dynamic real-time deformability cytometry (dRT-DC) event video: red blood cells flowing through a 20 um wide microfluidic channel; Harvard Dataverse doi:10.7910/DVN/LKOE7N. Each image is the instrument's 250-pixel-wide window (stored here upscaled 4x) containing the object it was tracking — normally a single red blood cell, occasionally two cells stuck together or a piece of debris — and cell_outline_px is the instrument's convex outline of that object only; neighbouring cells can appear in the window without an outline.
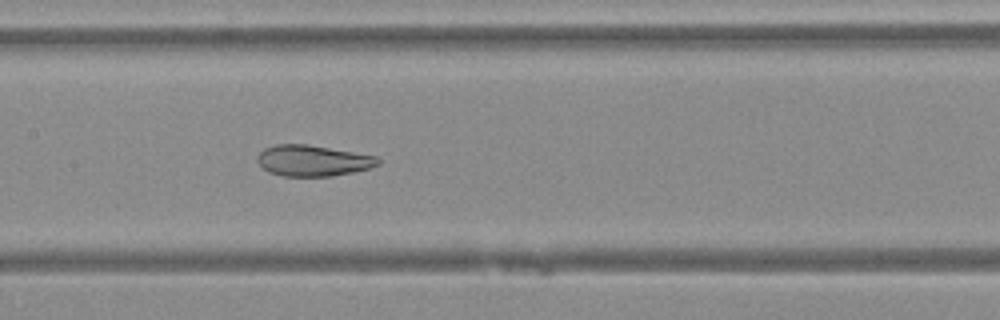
{"species": "Egyptian fruit bat (a non-hibernating species)", "species_latin": "Rousettus aegyptiacus", "temperature_condition": "warm", "stored_images_in_passage": 40, "camera_frame_rate_fps": 3000, "um_per_image_px": 0.085, "animal": {"sex": "female"}, "frame": {"image": 1, "passage_image": 14, "time_ms": 4.333, "image_size_px": [1000, 320], "cell_outline_px": [[380, 164], [368, 168], [352, 172], [332, 176], [284, 176], [268, 172], [256, 160], [256, 156], [264, 148], [276, 144], [308, 144], [376, 156], [380, 160]], "centroid_in_image_um": [26.56, 13.65], "position_along_channel_um": 180.8, "area_um2": 21.73}}
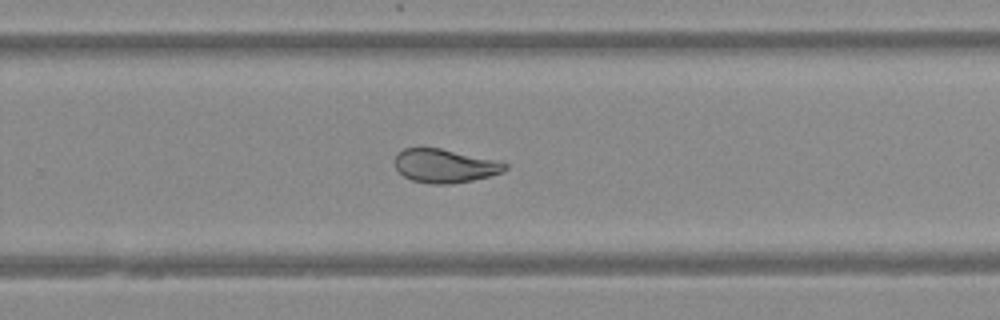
{"frame": {"image": 2, "passage_image": 22, "time_ms": 7.0, "image_size_px": [1000, 320], "cell_outline_px": [[508, 168], [500, 172], [488, 176], [472, 180], [448, 184], [432, 184], [412, 180], [404, 176], [396, 168], [396, 156], [404, 148], [440, 148], [496, 160], [508, 164]], "centroid_in_image_um": [37.81, 14.1], "position_along_channel_um": 292.0, "area_um2": 21.21}}
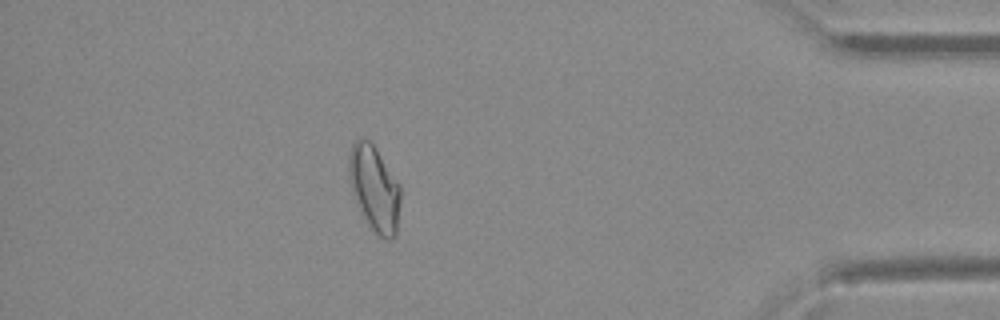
{"frame": {"image": 3, "passage_image": 33, "time_ms": 10.667, "image_size_px": [1000, 320], "cell_outline_px": [[400, 200], [396, 236], [392, 240], [384, 240], [368, 224], [360, 212], [356, 204], [352, 192], [348, 176], [348, 156], [352, 144], [356, 140], [364, 136], [372, 144], [400, 184]], "centroid_in_image_um": [31.81, 16.03], "position_along_channel_um": 403.4, "area_um2": 25.84}}